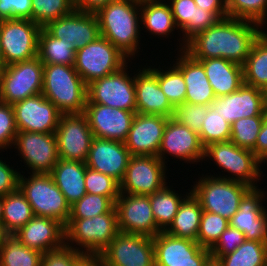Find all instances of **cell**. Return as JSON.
<instances>
[{"mask_svg": "<svg viewBox=\"0 0 267 266\" xmlns=\"http://www.w3.org/2000/svg\"><path fill=\"white\" fill-rule=\"evenodd\" d=\"M43 253L23 245L8 235L0 247V266H41Z\"/></svg>", "mask_w": 267, "mask_h": 266, "instance_id": "39", "label": "cell"}, {"mask_svg": "<svg viewBox=\"0 0 267 266\" xmlns=\"http://www.w3.org/2000/svg\"><path fill=\"white\" fill-rule=\"evenodd\" d=\"M53 37L71 42L76 51L100 36L96 14L74 10L69 15L50 21L44 27Z\"/></svg>", "mask_w": 267, "mask_h": 266, "instance_id": "25", "label": "cell"}, {"mask_svg": "<svg viewBox=\"0 0 267 266\" xmlns=\"http://www.w3.org/2000/svg\"><path fill=\"white\" fill-rule=\"evenodd\" d=\"M155 266H212L209 249L198 242L178 238L164 231L153 237Z\"/></svg>", "mask_w": 267, "mask_h": 266, "instance_id": "14", "label": "cell"}, {"mask_svg": "<svg viewBox=\"0 0 267 266\" xmlns=\"http://www.w3.org/2000/svg\"><path fill=\"white\" fill-rule=\"evenodd\" d=\"M266 29L251 21L227 17L191 38L184 51L193 59L223 58L243 65Z\"/></svg>", "mask_w": 267, "mask_h": 266, "instance_id": "1", "label": "cell"}, {"mask_svg": "<svg viewBox=\"0 0 267 266\" xmlns=\"http://www.w3.org/2000/svg\"><path fill=\"white\" fill-rule=\"evenodd\" d=\"M244 83L267 92V29L254 42L243 64Z\"/></svg>", "mask_w": 267, "mask_h": 266, "instance_id": "35", "label": "cell"}, {"mask_svg": "<svg viewBox=\"0 0 267 266\" xmlns=\"http://www.w3.org/2000/svg\"><path fill=\"white\" fill-rule=\"evenodd\" d=\"M202 212L200 202L190 192L181 202L173 222L164 232L174 237L197 242Z\"/></svg>", "mask_w": 267, "mask_h": 266, "instance_id": "33", "label": "cell"}, {"mask_svg": "<svg viewBox=\"0 0 267 266\" xmlns=\"http://www.w3.org/2000/svg\"><path fill=\"white\" fill-rule=\"evenodd\" d=\"M129 66L127 64L119 71L89 83L87 103L136 112L135 70L130 73Z\"/></svg>", "mask_w": 267, "mask_h": 266, "instance_id": "11", "label": "cell"}, {"mask_svg": "<svg viewBox=\"0 0 267 266\" xmlns=\"http://www.w3.org/2000/svg\"><path fill=\"white\" fill-rule=\"evenodd\" d=\"M264 114L265 117L267 118V101H264Z\"/></svg>", "mask_w": 267, "mask_h": 266, "instance_id": "61", "label": "cell"}, {"mask_svg": "<svg viewBox=\"0 0 267 266\" xmlns=\"http://www.w3.org/2000/svg\"><path fill=\"white\" fill-rule=\"evenodd\" d=\"M265 96V91L244 83L237 91L216 97L210 106L232 124L241 118L265 116Z\"/></svg>", "mask_w": 267, "mask_h": 266, "instance_id": "22", "label": "cell"}, {"mask_svg": "<svg viewBox=\"0 0 267 266\" xmlns=\"http://www.w3.org/2000/svg\"><path fill=\"white\" fill-rule=\"evenodd\" d=\"M208 110L209 106L184 102L175 109L174 118L199 134Z\"/></svg>", "mask_w": 267, "mask_h": 266, "instance_id": "48", "label": "cell"}, {"mask_svg": "<svg viewBox=\"0 0 267 266\" xmlns=\"http://www.w3.org/2000/svg\"><path fill=\"white\" fill-rule=\"evenodd\" d=\"M176 55L172 63L182 72L186 84L185 102L210 106L216 96L203 65L184 50Z\"/></svg>", "mask_w": 267, "mask_h": 266, "instance_id": "29", "label": "cell"}, {"mask_svg": "<svg viewBox=\"0 0 267 266\" xmlns=\"http://www.w3.org/2000/svg\"><path fill=\"white\" fill-rule=\"evenodd\" d=\"M31 3V21L41 27L75 10L74 0H31Z\"/></svg>", "mask_w": 267, "mask_h": 266, "instance_id": "42", "label": "cell"}, {"mask_svg": "<svg viewBox=\"0 0 267 266\" xmlns=\"http://www.w3.org/2000/svg\"><path fill=\"white\" fill-rule=\"evenodd\" d=\"M168 117L136 113L124 142L131 156H158Z\"/></svg>", "mask_w": 267, "mask_h": 266, "instance_id": "23", "label": "cell"}, {"mask_svg": "<svg viewBox=\"0 0 267 266\" xmlns=\"http://www.w3.org/2000/svg\"><path fill=\"white\" fill-rule=\"evenodd\" d=\"M3 68H4L3 60H0V82H1V76H2V72H3Z\"/></svg>", "mask_w": 267, "mask_h": 266, "instance_id": "60", "label": "cell"}, {"mask_svg": "<svg viewBox=\"0 0 267 266\" xmlns=\"http://www.w3.org/2000/svg\"><path fill=\"white\" fill-rule=\"evenodd\" d=\"M42 27L30 19L0 21V44L3 65L8 66L37 57Z\"/></svg>", "mask_w": 267, "mask_h": 266, "instance_id": "9", "label": "cell"}, {"mask_svg": "<svg viewBox=\"0 0 267 266\" xmlns=\"http://www.w3.org/2000/svg\"><path fill=\"white\" fill-rule=\"evenodd\" d=\"M13 148L30 174H50L60 159L55 133L18 131Z\"/></svg>", "mask_w": 267, "mask_h": 266, "instance_id": "13", "label": "cell"}, {"mask_svg": "<svg viewBox=\"0 0 267 266\" xmlns=\"http://www.w3.org/2000/svg\"><path fill=\"white\" fill-rule=\"evenodd\" d=\"M74 266H104L101 255L99 254H82Z\"/></svg>", "mask_w": 267, "mask_h": 266, "instance_id": "57", "label": "cell"}, {"mask_svg": "<svg viewBox=\"0 0 267 266\" xmlns=\"http://www.w3.org/2000/svg\"><path fill=\"white\" fill-rule=\"evenodd\" d=\"M18 131L55 133L62 113L43 94H38L13 105Z\"/></svg>", "mask_w": 267, "mask_h": 266, "instance_id": "19", "label": "cell"}, {"mask_svg": "<svg viewBox=\"0 0 267 266\" xmlns=\"http://www.w3.org/2000/svg\"><path fill=\"white\" fill-rule=\"evenodd\" d=\"M265 116L241 118L231 124V139L236 146L252 150L255 153V144Z\"/></svg>", "mask_w": 267, "mask_h": 266, "instance_id": "44", "label": "cell"}, {"mask_svg": "<svg viewBox=\"0 0 267 266\" xmlns=\"http://www.w3.org/2000/svg\"><path fill=\"white\" fill-rule=\"evenodd\" d=\"M14 235L23 245L42 253L65 244V226L49 217L34 215Z\"/></svg>", "mask_w": 267, "mask_h": 266, "instance_id": "28", "label": "cell"}, {"mask_svg": "<svg viewBox=\"0 0 267 266\" xmlns=\"http://www.w3.org/2000/svg\"><path fill=\"white\" fill-rule=\"evenodd\" d=\"M229 226V220L208 211H203L200 219V227L197 235V242L206 249H211L220 235Z\"/></svg>", "mask_w": 267, "mask_h": 266, "instance_id": "46", "label": "cell"}, {"mask_svg": "<svg viewBox=\"0 0 267 266\" xmlns=\"http://www.w3.org/2000/svg\"><path fill=\"white\" fill-rule=\"evenodd\" d=\"M9 234L5 231L3 223L0 219V247L1 245L5 242V238L8 236Z\"/></svg>", "mask_w": 267, "mask_h": 266, "instance_id": "59", "label": "cell"}, {"mask_svg": "<svg viewBox=\"0 0 267 266\" xmlns=\"http://www.w3.org/2000/svg\"><path fill=\"white\" fill-rule=\"evenodd\" d=\"M147 64L135 71L136 112L174 117L175 108L158 84L156 65Z\"/></svg>", "mask_w": 267, "mask_h": 266, "instance_id": "24", "label": "cell"}, {"mask_svg": "<svg viewBox=\"0 0 267 266\" xmlns=\"http://www.w3.org/2000/svg\"><path fill=\"white\" fill-rule=\"evenodd\" d=\"M246 240L243 232L228 226L220 235L216 244L210 249L213 264L222 256L233 252Z\"/></svg>", "mask_w": 267, "mask_h": 266, "instance_id": "50", "label": "cell"}, {"mask_svg": "<svg viewBox=\"0 0 267 266\" xmlns=\"http://www.w3.org/2000/svg\"><path fill=\"white\" fill-rule=\"evenodd\" d=\"M43 63L38 57L4 66L0 82V102L13 105L42 93Z\"/></svg>", "mask_w": 267, "mask_h": 266, "instance_id": "10", "label": "cell"}, {"mask_svg": "<svg viewBox=\"0 0 267 266\" xmlns=\"http://www.w3.org/2000/svg\"><path fill=\"white\" fill-rule=\"evenodd\" d=\"M131 155L124 142L93 137L86 166L120 183Z\"/></svg>", "mask_w": 267, "mask_h": 266, "instance_id": "26", "label": "cell"}, {"mask_svg": "<svg viewBox=\"0 0 267 266\" xmlns=\"http://www.w3.org/2000/svg\"><path fill=\"white\" fill-rule=\"evenodd\" d=\"M43 96L62 114H82L87 103V85L74 66L43 64Z\"/></svg>", "mask_w": 267, "mask_h": 266, "instance_id": "3", "label": "cell"}, {"mask_svg": "<svg viewBox=\"0 0 267 266\" xmlns=\"http://www.w3.org/2000/svg\"><path fill=\"white\" fill-rule=\"evenodd\" d=\"M112 1L114 0H74V6L77 11L96 14Z\"/></svg>", "mask_w": 267, "mask_h": 266, "instance_id": "55", "label": "cell"}, {"mask_svg": "<svg viewBox=\"0 0 267 266\" xmlns=\"http://www.w3.org/2000/svg\"><path fill=\"white\" fill-rule=\"evenodd\" d=\"M86 163L59 159L50 175L64 194L67 202L73 205L87 192L85 188Z\"/></svg>", "mask_w": 267, "mask_h": 266, "instance_id": "31", "label": "cell"}, {"mask_svg": "<svg viewBox=\"0 0 267 266\" xmlns=\"http://www.w3.org/2000/svg\"><path fill=\"white\" fill-rule=\"evenodd\" d=\"M0 60H3V57H2V49H1V44H0Z\"/></svg>", "mask_w": 267, "mask_h": 266, "instance_id": "63", "label": "cell"}, {"mask_svg": "<svg viewBox=\"0 0 267 266\" xmlns=\"http://www.w3.org/2000/svg\"><path fill=\"white\" fill-rule=\"evenodd\" d=\"M85 188L87 193L107 196L114 203L120 193L119 183L115 179L88 167L86 168Z\"/></svg>", "mask_w": 267, "mask_h": 266, "instance_id": "47", "label": "cell"}, {"mask_svg": "<svg viewBox=\"0 0 267 266\" xmlns=\"http://www.w3.org/2000/svg\"><path fill=\"white\" fill-rule=\"evenodd\" d=\"M104 266H155L153 238L119 232L100 254Z\"/></svg>", "mask_w": 267, "mask_h": 266, "instance_id": "15", "label": "cell"}, {"mask_svg": "<svg viewBox=\"0 0 267 266\" xmlns=\"http://www.w3.org/2000/svg\"><path fill=\"white\" fill-rule=\"evenodd\" d=\"M209 160L213 161L222 172L229 173H224L222 176L220 172L219 175L214 172L210 176L238 181L252 188L258 187L257 183L261 180L259 158L252 150L238 147L231 141L213 143L204 149L203 161L209 162Z\"/></svg>", "mask_w": 267, "mask_h": 266, "instance_id": "5", "label": "cell"}, {"mask_svg": "<svg viewBox=\"0 0 267 266\" xmlns=\"http://www.w3.org/2000/svg\"><path fill=\"white\" fill-rule=\"evenodd\" d=\"M265 163L267 165V150L259 157V171H260V174H261V178H263V176H266V175L263 174V171H261L262 170L261 166L265 165Z\"/></svg>", "mask_w": 267, "mask_h": 266, "instance_id": "58", "label": "cell"}, {"mask_svg": "<svg viewBox=\"0 0 267 266\" xmlns=\"http://www.w3.org/2000/svg\"><path fill=\"white\" fill-rule=\"evenodd\" d=\"M215 266H267V243L245 240L233 252L220 257Z\"/></svg>", "mask_w": 267, "mask_h": 266, "instance_id": "38", "label": "cell"}, {"mask_svg": "<svg viewBox=\"0 0 267 266\" xmlns=\"http://www.w3.org/2000/svg\"><path fill=\"white\" fill-rule=\"evenodd\" d=\"M171 8L178 33V51L185 49L186 43L198 33L215 25L220 19L211 11L198 7L194 0H166ZM181 42V43H180ZM180 47V48H178Z\"/></svg>", "mask_w": 267, "mask_h": 266, "instance_id": "27", "label": "cell"}, {"mask_svg": "<svg viewBox=\"0 0 267 266\" xmlns=\"http://www.w3.org/2000/svg\"><path fill=\"white\" fill-rule=\"evenodd\" d=\"M55 135L60 159L86 162L94 136L83 113L62 114Z\"/></svg>", "mask_w": 267, "mask_h": 266, "instance_id": "16", "label": "cell"}, {"mask_svg": "<svg viewBox=\"0 0 267 266\" xmlns=\"http://www.w3.org/2000/svg\"><path fill=\"white\" fill-rule=\"evenodd\" d=\"M115 208L120 232L152 238L161 232L152 213L149 195L119 193Z\"/></svg>", "mask_w": 267, "mask_h": 266, "instance_id": "18", "label": "cell"}, {"mask_svg": "<svg viewBox=\"0 0 267 266\" xmlns=\"http://www.w3.org/2000/svg\"><path fill=\"white\" fill-rule=\"evenodd\" d=\"M165 68V70L163 69ZM158 84L170 104L176 109L185 102L186 84L182 72L172 63L170 66L157 67Z\"/></svg>", "mask_w": 267, "mask_h": 266, "instance_id": "40", "label": "cell"}, {"mask_svg": "<svg viewBox=\"0 0 267 266\" xmlns=\"http://www.w3.org/2000/svg\"><path fill=\"white\" fill-rule=\"evenodd\" d=\"M132 61L109 40L99 36L76 51L74 68L88 85L92 81L113 74Z\"/></svg>", "mask_w": 267, "mask_h": 266, "instance_id": "8", "label": "cell"}, {"mask_svg": "<svg viewBox=\"0 0 267 266\" xmlns=\"http://www.w3.org/2000/svg\"><path fill=\"white\" fill-rule=\"evenodd\" d=\"M2 158L3 157H0V198L18 190L19 177L21 174L18 168H14L12 164L10 166L8 162H6L7 160L4 159L3 161Z\"/></svg>", "mask_w": 267, "mask_h": 266, "instance_id": "53", "label": "cell"}, {"mask_svg": "<svg viewBox=\"0 0 267 266\" xmlns=\"http://www.w3.org/2000/svg\"><path fill=\"white\" fill-rule=\"evenodd\" d=\"M33 216L31 205L19 189L0 198V219L9 235L15 234Z\"/></svg>", "mask_w": 267, "mask_h": 266, "instance_id": "34", "label": "cell"}, {"mask_svg": "<svg viewBox=\"0 0 267 266\" xmlns=\"http://www.w3.org/2000/svg\"><path fill=\"white\" fill-rule=\"evenodd\" d=\"M204 149L198 133L174 117L168 118L158 151V157L164 164L168 165L167 157L170 155L174 156V160L180 159L184 163L197 165L204 160Z\"/></svg>", "mask_w": 267, "mask_h": 266, "instance_id": "17", "label": "cell"}, {"mask_svg": "<svg viewBox=\"0 0 267 266\" xmlns=\"http://www.w3.org/2000/svg\"><path fill=\"white\" fill-rule=\"evenodd\" d=\"M267 150V118L264 117L258 138L255 144V155L259 158Z\"/></svg>", "mask_w": 267, "mask_h": 266, "instance_id": "56", "label": "cell"}, {"mask_svg": "<svg viewBox=\"0 0 267 266\" xmlns=\"http://www.w3.org/2000/svg\"><path fill=\"white\" fill-rule=\"evenodd\" d=\"M136 113L102 104L86 103L83 114L94 137L125 142Z\"/></svg>", "mask_w": 267, "mask_h": 266, "instance_id": "21", "label": "cell"}, {"mask_svg": "<svg viewBox=\"0 0 267 266\" xmlns=\"http://www.w3.org/2000/svg\"><path fill=\"white\" fill-rule=\"evenodd\" d=\"M75 46L63 39L53 37L44 27L39 33L37 57L43 64H64L74 66Z\"/></svg>", "mask_w": 267, "mask_h": 266, "instance_id": "37", "label": "cell"}, {"mask_svg": "<svg viewBox=\"0 0 267 266\" xmlns=\"http://www.w3.org/2000/svg\"><path fill=\"white\" fill-rule=\"evenodd\" d=\"M199 138L203 147L213 143L227 142L231 139V124L209 106L203 121Z\"/></svg>", "mask_w": 267, "mask_h": 266, "instance_id": "43", "label": "cell"}, {"mask_svg": "<svg viewBox=\"0 0 267 266\" xmlns=\"http://www.w3.org/2000/svg\"><path fill=\"white\" fill-rule=\"evenodd\" d=\"M20 174L18 189L31 205L34 215L49 217L64 226L70 217L71 206L54 183L50 174Z\"/></svg>", "mask_w": 267, "mask_h": 266, "instance_id": "7", "label": "cell"}, {"mask_svg": "<svg viewBox=\"0 0 267 266\" xmlns=\"http://www.w3.org/2000/svg\"><path fill=\"white\" fill-rule=\"evenodd\" d=\"M198 7L213 12L220 20L227 18L226 0H194Z\"/></svg>", "mask_w": 267, "mask_h": 266, "instance_id": "54", "label": "cell"}, {"mask_svg": "<svg viewBox=\"0 0 267 266\" xmlns=\"http://www.w3.org/2000/svg\"><path fill=\"white\" fill-rule=\"evenodd\" d=\"M115 206L93 218L68 219L65 244L84 254H101L119 233Z\"/></svg>", "mask_w": 267, "mask_h": 266, "instance_id": "4", "label": "cell"}, {"mask_svg": "<svg viewBox=\"0 0 267 266\" xmlns=\"http://www.w3.org/2000/svg\"><path fill=\"white\" fill-rule=\"evenodd\" d=\"M171 187L173 188L172 185H166L160 191L149 195L152 213L156 225L161 231H165L170 226L181 202L191 192V189H187L189 191L185 192L186 195L182 192L178 194V191Z\"/></svg>", "mask_w": 267, "mask_h": 266, "instance_id": "36", "label": "cell"}, {"mask_svg": "<svg viewBox=\"0 0 267 266\" xmlns=\"http://www.w3.org/2000/svg\"><path fill=\"white\" fill-rule=\"evenodd\" d=\"M201 174L193 182L191 192L203 211L218 214L227 220L238 211L244 195L252 188L247 184Z\"/></svg>", "mask_w": 267, "mask_h": 266, "instance_id": "6", "label": "cell"}, {"mask_svg": "<svg viewBox=\"0 0 267 266\" xmlns=\"http://www.w3.org/2000/svg\"><path fill=\"white\" fill-rule=\"evenodd\" d=\"M83 253L64 244L62 247L43 253L41 266H74Z\"/></svg>", "mask_w": 267, "mask_h": 266, "instance_id": "51", "label": "cell"}, {"mask_svg": "<svg viewBox=\"0 0 267 266\" xmlns=\"http://www.w3.org/2000/svg\"><path fill=\"white\" fill-rule=\"evenodd\" d=\"M100 35L109 40L130 60L140 55V3L114 0L96 13ZM139 49V50H138ZM139 52V53H138ZM139 54V55H138Z\"/></svg>", "mask_w": 267, "mask_h": 266, "instance_id": "2", "label": "cell"}, {"mask_svg": "<svg viewBox=\"0 0 267 266\" xmlns=\"http://www.w3.org/2000/svg\"><path fill=\"white\" fill-rule=\"evenodd\" d=\"M195 60L203 65L216 97L229 95L244 84L241 64L223 58Z\"/></svg>", "mask_w": 267, "mask_h": 266, "instance_id": "30", "label": "cell"}, {"mask_svg": "<svg viewBox=\"0 0 267 266\" xmlns=\"http://www.w3.org/2000/svg\"><path fill=\"white\" fill-rule=\"evenodd\" d=\"M114 206L115 203L107 196L86 193L71 205L69 219L93 218L109 212Z\"/></svg>", "mask_w": 267, "mask_h": 266, "instance_id": "45", "label": "cell"}, {"mask_svg": "<svg viewBox=\"0 0 267 266\" xmlns=\"http://www.w3.org/2000/svg\"><path fill=\"white\" fill-rule=\"evenodd\" d=\"M131 1H135V2H138V3H143V2L150 1V0H131Z\"/></svg>", "mask_w": 267, "mask_h": 266, "instance_id": "62", "label": "cell"}, {"mask_svg": "<svg viewBox=\"0 0 267 266\" xmlns=\"http://www.w3.org/2000/svg\"><path fill=\"white\" fill-rule=\"evenodd\" d=\"M228 17L257 23L263 28L267 24V0H226Z\"/></svg>", "mask_w": 267, "mask_h": 266, "instance_id": "41", "label": "cell"}, {"mask_svg": "<svg viewBox=\"0 0 267 266\" xmlns=\"http://www.w3.org/2000/svg\"><path fill=\"white\" fill-rule=\"evenodd\" d=\"M263 190L251 188L244 195L229 225L243 232L246 240L267 243V208L263 205L267 194Z\"/></svg>", "mask_w": 267, "mask_h": 266, "instance_id": "20", "label": "cell"}, {"mask_svg": "<svg viewBox=\"0 0 267 266\" xmlns=\"http://www.w3.org/2000/svg\"><path fill=\"white\" fill-rule=\"evenodd\" d=\"M167 167L158 156H131L119 183L120 193L150 195L160 191L169 182Z\"/></svg>", "mask_w": 267, "mask_h": 266, "instance_id": "12", "label": "cell"}, {"mask_svg": "<svg viewBox=\"0 0 267 266\" xmlns=\"http://www.w3.org/2000/svg\"><path fill=\"white\" fill-rule=\"evenodd\" d=\"M140 12L141 29H146L144 32L149 31L153 37L155 35V37L167 39L170 36L171 39L173 31L178 30L170 5L166 0H150L140 3Z\"/></svg>", "mask_w": 267, "mask_h": 266, "instance_id": "32", "label": "cell"}, {"mask_svg": "<svg viewBox=\"0 0 267 266\" xmlns=\"http://www.w3.org/2000/svg\"><path fill=\"white\" fill-rule=\"evenodd\" d=\"M31 0H0V21L8 19H30Z\"/></svg>", "mask_w": 267, "mask_h": 266, "instance_id": "52", "label": "cell"}, {"mask_svg": "<svg viewBox=\"0 0 267 266\" xmlns=\"http://www.w3.org/2000/svg\"><path fill=\"white\" fill-rule=\"evenodd\" d=\"M18 130L15 124L14 108L10 104L0 102V151L5 152L14 145Z\"/></svg>", "mask_w": 267, "mask_h": 266, "instance_id": "49", "label": "cell"}]
</instances>
